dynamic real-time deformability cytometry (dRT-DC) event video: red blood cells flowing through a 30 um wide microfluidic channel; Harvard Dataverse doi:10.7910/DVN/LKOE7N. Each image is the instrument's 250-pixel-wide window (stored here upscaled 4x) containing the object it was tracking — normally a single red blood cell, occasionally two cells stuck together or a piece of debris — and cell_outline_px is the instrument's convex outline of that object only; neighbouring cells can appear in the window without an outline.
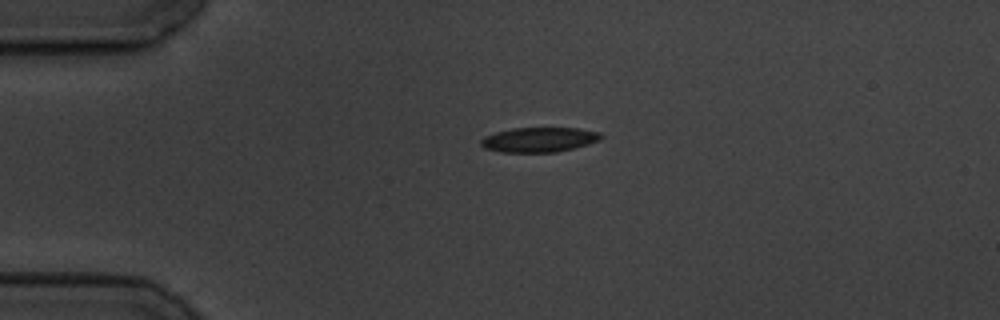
{"species": "common noctule bat (a hibernating species)", "species_latin": "Nyctalus noctula", "temperature_condition": "cold", "stored_images_in_passage": 2, "camera_frame_rate_fps": 3000, "um_per_image_px": 0.085, "animal": {"sex": "male", "body_mass_g": 19.5, "forearm_length_mm": 54.6}, "frame": {"image": 1, "passage_image": 1, "time_ms": 0.0, "image_size_px": [1000, 320], "cell_outline_px": [[604, 136], [600, 140], [588, 144], [556, 152], [500, 152], [484, 148], [480, 144], [480, 140], [484, 136], [496, 132], [512, 128], [580, 128], [600, 132]], "centroid_in_image_um": [45.82, 11.87], "position_along_channel_um": 39.2, "area_um2": 17.4}}